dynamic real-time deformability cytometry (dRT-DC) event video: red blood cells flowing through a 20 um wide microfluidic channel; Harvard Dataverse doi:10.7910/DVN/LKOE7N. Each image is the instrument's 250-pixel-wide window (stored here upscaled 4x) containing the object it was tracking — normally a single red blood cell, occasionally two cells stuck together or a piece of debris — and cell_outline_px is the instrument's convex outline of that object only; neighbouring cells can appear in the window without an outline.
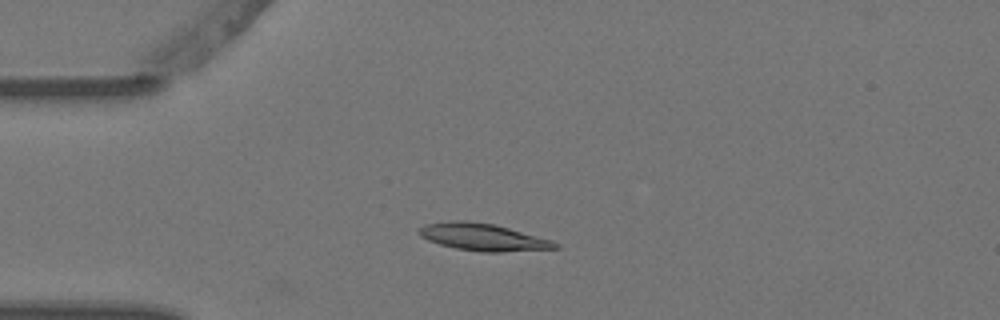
{"species": "Egyptian fruit bat (a non-hibernating species)", "species_latin": "Rousettus aegyptiacus", "temperature_condition": "warm", "stored_images_in_passage": 7, "camera_frame_rate_fps": 3000, "um_per_image_px": 0.085, "animal": {"sex": "female"}, "frame": {"image": 1, "passage_image": 3, "time_ms": 0.667, "image_size_px": [1000, 320], "cell_outline_px": [[560, 248], [500, 252], [480, 252], [456, 248], [440, 244], [428, 240], [420, 236], [416, 232], [416, 228], [424, 224], [452, 220], [468, 220], [492, 224], [508, 228], [552, 240], [560, 244]], "centroid_in_image_um": [41.0, 20.15], "position_along_channel_um": 44.0, "area_um2": 21.68}}
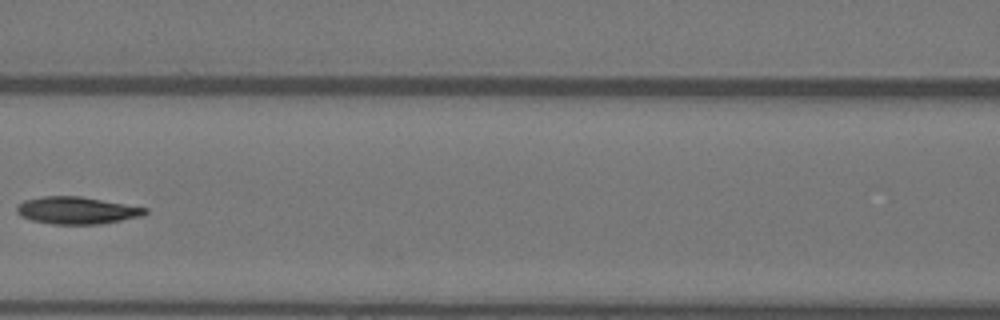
{"frame": {"image": 2, "passage_image": 6, "time_ms": 1.667, "image_size_px": [1000, 320], "cell_outline_px": [[148, 212], [144, 216], [100, 224], [52, 224], [32, 220], [20, 216], [16, 212], [16, 204], [24, 200], [40, 196], [80, 196], [148, 208]], "centroid_in_image_um": [6.51, 17.88], "position_along_channel_um": 160.1, "area_um2": 20.52}}
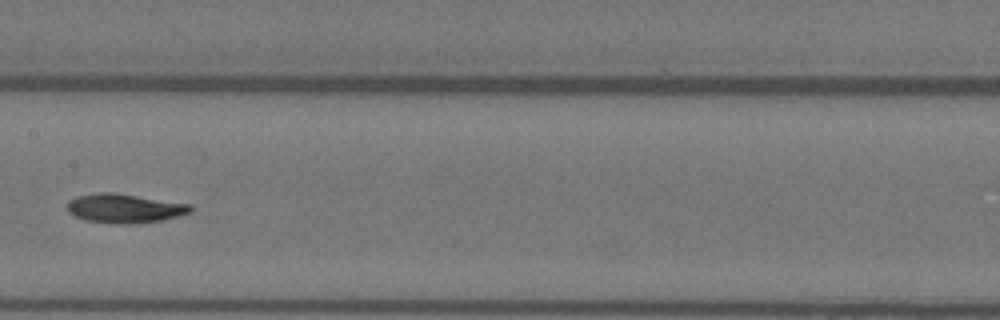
{"frame": {"image": 3, "passage_image": 7, "time_ms": 2.0, "image_size_px": [1000, 320], "cell_outline_px": [[192, 212], [160, 220], [128, 224], [120, 224], [84, 220], [68, 212], [68, 200], [76, 196], [100, 192], [112, 192], [192, 204]], "centroid_in_image_um": [10.57, 17.7], "position_along_channel_um": 196.8, "area_um2": 20.75}}